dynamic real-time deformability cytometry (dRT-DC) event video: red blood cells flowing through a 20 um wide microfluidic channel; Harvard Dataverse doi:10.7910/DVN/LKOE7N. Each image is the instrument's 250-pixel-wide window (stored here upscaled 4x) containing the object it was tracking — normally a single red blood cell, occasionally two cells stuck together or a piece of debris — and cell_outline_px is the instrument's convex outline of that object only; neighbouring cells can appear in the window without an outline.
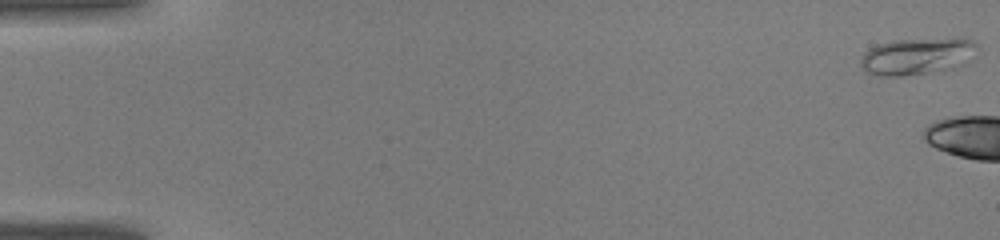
{"species": "common noctule bat (a hibernating species)", "species_latin": "Nyctalus noctula", "temperature_condition": "warm", "stored_images_in_passage": 9, "camera_frame_rate_fps": 3000, "um_per_image_px": 0.085, "animal": {"sex": "male", "body_mass_g": 19.0, "forearm_length_mm": 50.8}, "frame": {"image": 1, "passage_image": 1, "time_ms": 0.0, "image_size_px": [1000, 240], "cell_outline_px": [[980, 48], [952, 68], [940, 72], [900, 76], [880, 76], [864, 72], [860, 64], [860, 56], [868, 48], [876, 44], [892, 40], [960, 36], [964, 36], [972, 40]], "centroid_in_image_um": [77.9, 4.74], "position_along_channel_um": 7.1, "area_um2": 25.72}}